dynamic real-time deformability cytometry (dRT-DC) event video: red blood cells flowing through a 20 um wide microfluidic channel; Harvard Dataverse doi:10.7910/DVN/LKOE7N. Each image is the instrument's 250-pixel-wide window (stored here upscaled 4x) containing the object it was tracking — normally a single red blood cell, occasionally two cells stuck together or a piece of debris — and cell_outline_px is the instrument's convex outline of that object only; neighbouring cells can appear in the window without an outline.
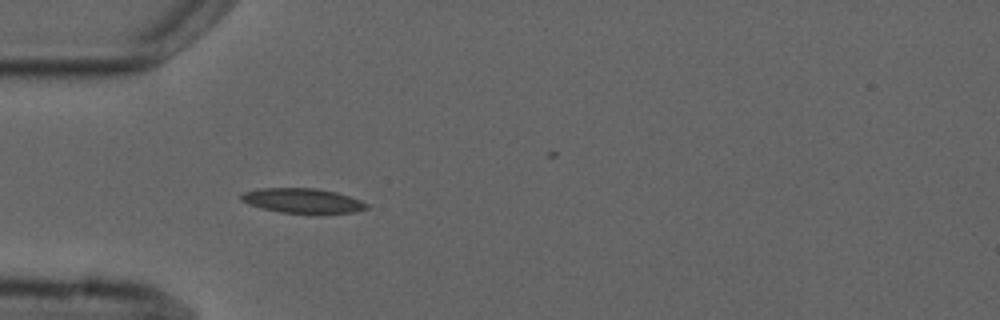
{"species": "common noctule bat (a hibernating species)", "species_latin": "Nyctalus noctula", "temperature_condition": "cold", "stored_images_in_passage": 3, "camera_frame_rate_fps": 3000, "um_per_image_px": 0.085, "animal": {"sex": "male", "forearm_length_mm": 52.5}, "frame": {"image": 1, "passage_image": 3, "time_ms": 3.333, "image_size_px": [1000, 320], "cell_outline_px": [[368, 208], [352, 212], [280, 212], [248, 204], [240, 200], [240, 196], [244, 192], [260, 188], [316, 188], [336, 192], [360, 200], [368, 204]], "centroid_in_image_um": [25.68, 17.03], "position_along_channel_um": 59.3, "area_um2": 17.57}}